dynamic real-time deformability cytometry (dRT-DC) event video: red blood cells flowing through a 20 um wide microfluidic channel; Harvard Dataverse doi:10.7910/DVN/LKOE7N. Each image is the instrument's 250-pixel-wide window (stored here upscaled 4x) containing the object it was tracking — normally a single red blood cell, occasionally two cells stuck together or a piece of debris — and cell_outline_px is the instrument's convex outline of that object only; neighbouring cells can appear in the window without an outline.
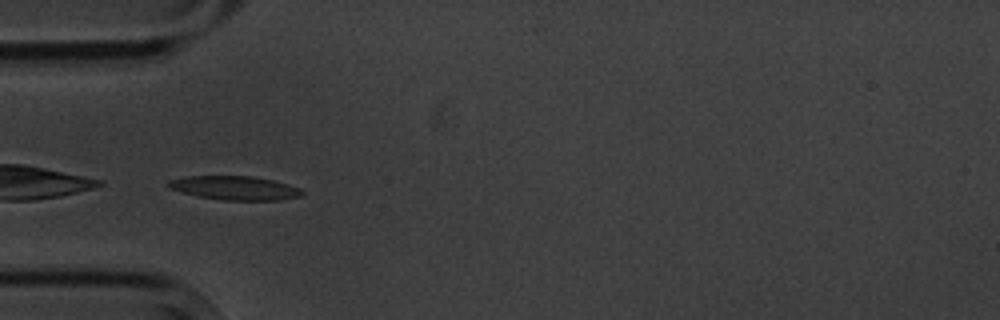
{"species": "common noctule bat (a hibernating species)", "species_latin": "Nyctalus noctula", "temperature_condition": "cold", "stored_images_in_passage": 5, "camera_frame_rate_fps": 3000, "um_per_image_px": 0.085, "animal": {"sex": "male", "body_mass_g": 20.1, "forearm_length_mm": 53.5}, "frame": {"image": 1, "passage_image": 4, "time_ms": 3.667, "image_size_px": [1000, 320], "cell_outline_px": [[304, 192], [300, 196], [280, 200], [224, 200], [200, 196], [168, 188], [168, 180], [188, 176], [252, 176], [272, 180], [300, 188]], "centroid_in_image_um": [19.97, 15.97], "position_along_channel_um": 65.0, "area_um2": 18.32}}
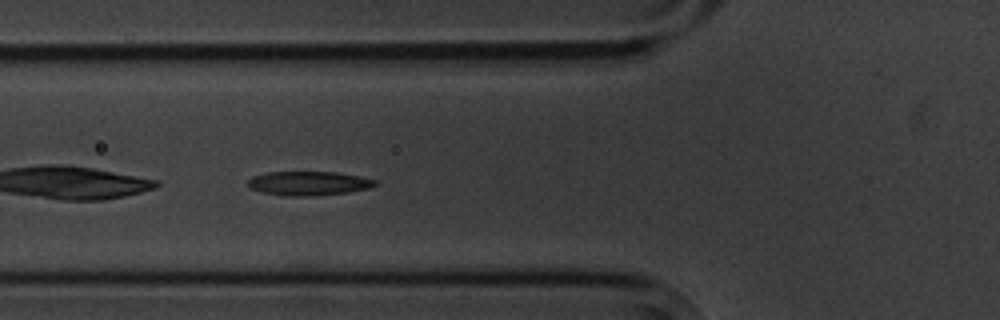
{"frame": {"image": 2, "passage_image": 5, "time_ms": 4.667, "image_size_px": [1000, 320], "cell_outline_px": [[376, 184], [368, 188], [348, 192], [308, 196], [284, 196], [260, 192], [248, 188], [248, 180], [252, 176], [268, 172], [336, 172], [360, 176], [376, 180]], "centroid_in_image_um": [26.17, 15.58], "position_along_channel_um": 99.6, "area_um2": 17.86}}